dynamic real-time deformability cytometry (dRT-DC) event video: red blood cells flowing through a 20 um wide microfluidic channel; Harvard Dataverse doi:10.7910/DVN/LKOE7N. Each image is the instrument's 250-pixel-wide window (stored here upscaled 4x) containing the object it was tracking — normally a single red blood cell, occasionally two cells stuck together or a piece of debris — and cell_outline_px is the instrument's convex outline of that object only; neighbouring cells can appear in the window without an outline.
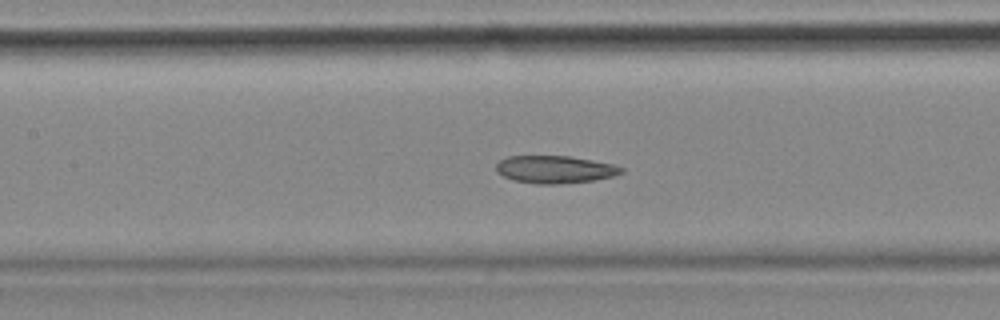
{"species": "common noctule bat (a hibernating species)", "species_latin": "Nyctalus noctula", "temperature_condition": "cold", "stored_images_in_passage": 56, "camera_frame_rate_fps": 3000, "um_per_image_px": 0.085, "animal": {"sex": "female", "body_mass_g": 18.4}, "frame": {"image": 1, "passage_image": 25, "time_ms": 8.0, "image_size_px": [1000, 320], "cell_outline_px": [[624, 172], [612, 176], [592, 180], [560, 184], [536, 184], [512, 180], [496, 172], [496, 164], [500, 160], [508, 156], [568, 156], [592, 160], [612, 164], [624, 168]], "centroid_in_image_um": [47.13, 14.4], "position_along_channel_um": 160.3, "area_um2": 20.06}, "authors_computed_cell_mechanics": {"area_um2": 21.675, "velocity_mm_per_s": 3.5133, "shape_relaxation_time_tau1_ms": null, "shape_relaxation_time_tau2_ms": 7.6535, "deformation_change_tau1": null, "deformation_change_tau2": 0.1311}}